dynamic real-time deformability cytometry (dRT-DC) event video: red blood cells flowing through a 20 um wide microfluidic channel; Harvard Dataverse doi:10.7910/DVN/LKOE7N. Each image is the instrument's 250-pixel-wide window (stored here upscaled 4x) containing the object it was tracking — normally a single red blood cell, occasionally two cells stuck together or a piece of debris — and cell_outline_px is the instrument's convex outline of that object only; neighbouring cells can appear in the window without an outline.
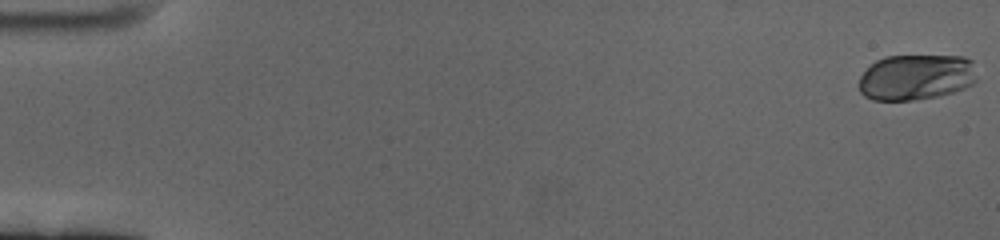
{"species": "human", "species_latin": "Homo sapiens", "temperature_condition": "cold", "stored_images_in_passage": 61, "camera_frame_rate_fps": 3000, "um_per_image_px": 0.085, "donor": {"sex": "female"}, "frame": {"image": 1, "passage_image": 1, "time_ms": 0.0, "image_size_px": [1000, 240], "cell_outline_px": [[976, 80], [972, 84], [964, 88], [952, 92], [936, 96], [912, 100], [872, 100], [864, 96], [860, 92], [860, 76], [876, 60], [884, 56], [964, 56], [972, 60]], "centroid_in_image_um": [77.86, 6.55], "position_along_channel_um": 7.1, "area_um2": 31.33}}
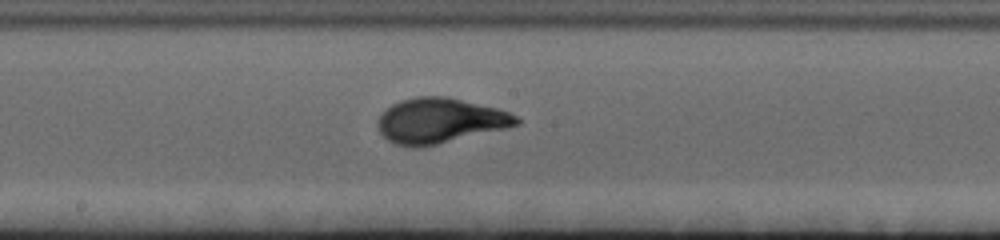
{"frame": {"image": 2, "passage_image": 34, "time_ms": 11.0, "image_size_px": [1000, 240], "cell_outline_px": [[520, 124], [508, 128], [436, 144], [416, 148], [412, 148], [396, 144], [388, 140], [380, 132], [380, 112], [392, 104], [400, 100], [416, 96], [448, 96], [496, 108], [508, 112], [516, 116], [520, 120]], "centroid_in_image_um": [37.4, 10.25], "position_along_channel_um": 210.8, "area_um2": 36.3}}
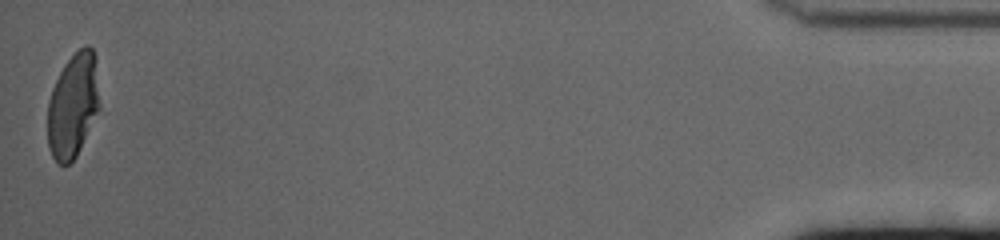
{"frame": {"image": 3, "passage_image": 61, "time_ms": 20.0, "image_size_px": [1000, 240], "cell_outline_px": [[100, 108], [76, 156], [68, 164], [56, 164], [52, 156], [48, 144], [48, 100], [52, 88], [64, 64], [84, 44], [88, 44], [92, 48], [96, 56]], "centroid_in_image_um": [6.21, 8.94], "position_along_channel_um": 429.0, "area_um2": 31.73}, "authors_computed_cell_mechanics": {"area_um2": 33.2928, "velocity_mm_per_s": 3.3703, "shape_relaxation_time_tau1_ms": 3.0555, "shape_relaxation_time_tau2_ms": null, "deformation_change_tau1": 0.1517, "deformation_change_tau2": null}}